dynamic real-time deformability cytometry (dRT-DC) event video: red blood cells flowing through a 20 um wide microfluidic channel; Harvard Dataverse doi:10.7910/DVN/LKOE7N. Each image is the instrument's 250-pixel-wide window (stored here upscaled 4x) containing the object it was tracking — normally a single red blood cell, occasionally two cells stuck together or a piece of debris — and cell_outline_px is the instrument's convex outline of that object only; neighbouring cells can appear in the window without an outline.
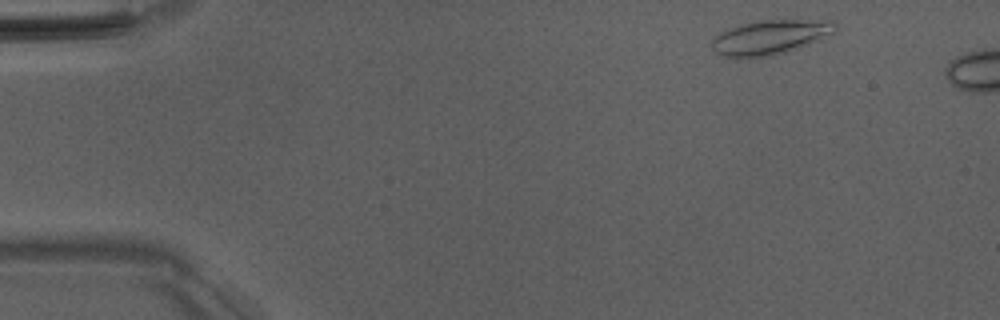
{"species": "Egyptian fruit bat (a non-hibernating species)", "species_latin": "Rousettus aegyptiacus", "temperature_condition": "room temperature", "stored_images_in_passage": 8, "camera_frame_rate_fps": 3000, "um_per_image_px": 0.085, "animal": {"sex": "male"}, "frame": {"image": 1, "passage_image": 2, "time_ms": 0.333, "image_size_px": [1000, 320], "cell_outline_px": [[836, 28], [832, 32], [796, 48], [784, 52], [768, 56], [720, 56], [712, 52], [712, 40], [720, 32], [728, 28], [740, 24], [756, 20], [836, 20]], "centroid_in_image_um": [65.38, 3.13], "position_along_channel_um": 19.6, "area_um2": 24.22}}